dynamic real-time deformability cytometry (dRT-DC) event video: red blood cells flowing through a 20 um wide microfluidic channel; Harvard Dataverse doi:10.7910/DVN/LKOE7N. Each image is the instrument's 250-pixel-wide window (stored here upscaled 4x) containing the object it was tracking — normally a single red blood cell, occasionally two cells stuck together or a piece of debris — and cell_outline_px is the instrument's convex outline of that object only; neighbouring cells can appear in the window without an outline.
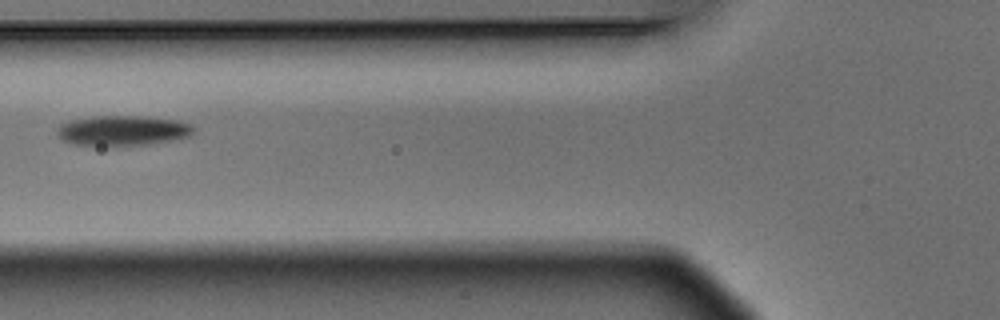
{"species": "Egyptian fruit bat (a non-hibernating species)", "species_latin": "Rousettus aegyptiacus", "temperature_condition": "warm", "stored_images_in_passage": 6, "camera_frame_rate_fps": 3000, "um_per_image_px": 0.085, "animal": {"sex": "male"}, "frame": {"image": 1, "passage_image": 6, "time_ms": 1.667, "image_size_px": [1000, 320], "cell_outline_px": [[196, 132], [188, 136], [148, 144], [76, 144], [60, 140], [56, 136], [56, 128], [60, 124], [68, 120], [92, 116], [148, 116], [180, 120], [192, 124], [196, 128]], "centroid_in_image_um": [10.42, 11.06], "position_along_channel_um": 115.4, "area_um2": 23.93}}